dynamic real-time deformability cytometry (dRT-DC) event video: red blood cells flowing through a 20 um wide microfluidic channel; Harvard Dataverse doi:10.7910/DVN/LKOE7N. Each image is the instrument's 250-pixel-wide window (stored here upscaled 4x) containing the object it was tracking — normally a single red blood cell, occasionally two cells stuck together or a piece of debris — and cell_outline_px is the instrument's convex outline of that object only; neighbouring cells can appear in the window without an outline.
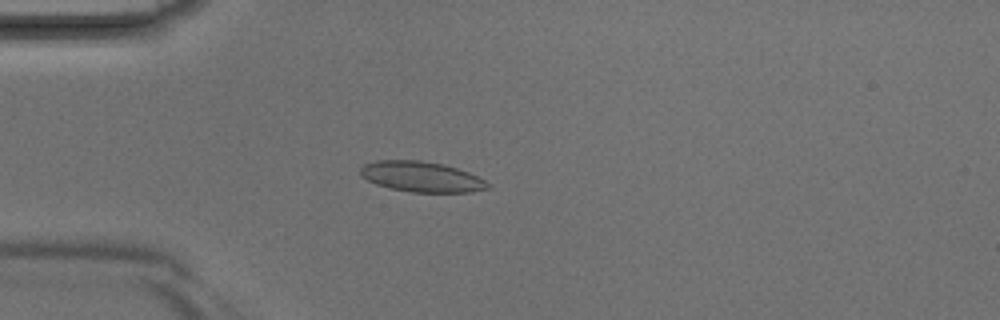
{"species": "Egyptian fruit bat (a non-hibernating species)", "species_latin": "Rousettus aegyptiacus", "temperature_condition": "room temperature", "stored_images_in_passage": 3, "camera_frame_rate_fps": 3000, "um_per_image_px": 0.085, "animal": {"sex": "male"}, "frame": {"image": 1, "passage_image": 3, "time_ms": 0.667, "image_size_px": [1000, 320], "cell_outline_px": [[488, 188], [472, 192], [412, 192], [388, 188], [376, 184], [360, 176], [360, 168], [364, 164], [376, 160], [420, 160], [444, 164], [468, 172], [484, 180], [488, 184]], "centroid_in_image_um": [35.77, 15.02], "position_along_channel_um": 49.2, "area_um2": 22.54}}